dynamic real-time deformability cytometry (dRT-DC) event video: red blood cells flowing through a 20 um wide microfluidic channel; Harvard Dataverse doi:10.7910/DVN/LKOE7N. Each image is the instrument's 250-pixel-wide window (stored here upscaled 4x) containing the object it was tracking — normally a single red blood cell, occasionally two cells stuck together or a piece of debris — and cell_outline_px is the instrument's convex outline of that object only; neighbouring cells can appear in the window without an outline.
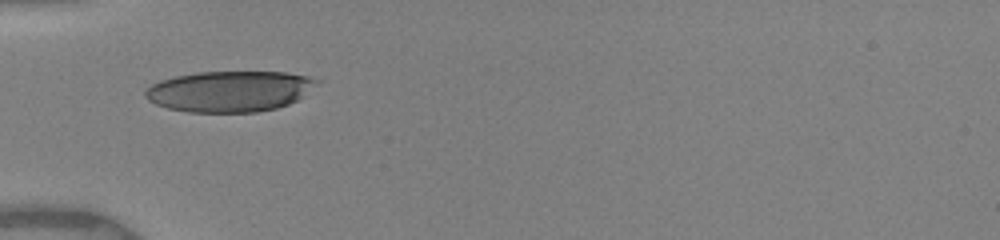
{"species": "human", "species_latin": "Homo sapiens", "temperature_condition": "warm", "stored_images_in_passage": 31, "camera_frame_rate_fps": 3000, "um_per_image_px": 0.085, "donor": {"sex": "female"}, "frame": {"image": 1, "passage_image": 1, "time_ms": 0.0, "image_size_px": [1000, 240], "cell_outline_px": [[320, 80], [296, 100], [288, 104], [276, 108], [256, 112], [188, 112], [168, 108], [156, 104], [148, 100], [144, 96], [144, 92], [152, 84], [160, 80], [176, 76], [196, 72], [284, 72], [308, 76]], "centroid_in_image_um": [19.47, 7.76], "position_along_channel_um": 65.5, "area_um2": 40.52}}
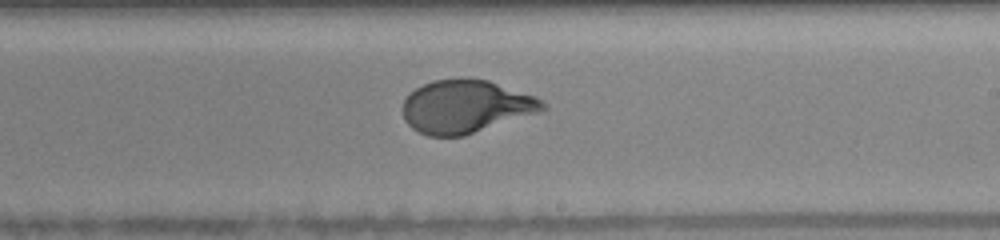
{"frame": {"image": 2, "passage_image": 15, "time_ms": 4.667, "image_size_px": [1000, 240], "cell_outline_px": [[548, 108], [464, 136], [428, 136], [412, 128], [404, 120], [404, 100], [416, 88], [432, 80], [464, 76], [488, 80], [536, 96]], "centroid_in_image_um": [39.56, 9.03], "position_along_channel_um": 249.4, "area_um2": 43.06}}
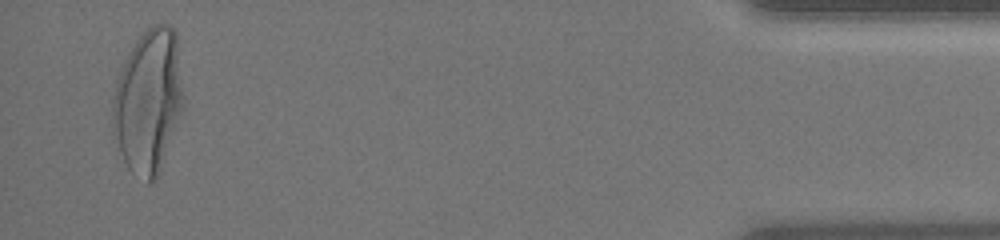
{"frame": {"image": 3, "passage_image": 31, "time_ms": 10.667, "image_size_px": [1000, 240], "cell_outline_px": [[184, 108], [160, 172], [156, 180], [148, 184], [132, 172], [128, 168], [120, 152], [112, 132], [112, 100], [116, 84], [120, 72], [140, 32], [152, 24], [172, 24], [176, 32], [184, 96]], "centroid_in_image_um": [12.63, 8.61], "position_along_channel_um": 422.6, "area_um2": 60.0}, "authors_computed_cell_mechanics": {"area_um2": 43.4078, "velocity_mm_per_s": 3.9866, "shape_relaxation_time_tau1_ms": 4.52, "shape_relaxation_time_tau2_ms": null, "deformation_change_tau1": 0.2186, "deformation_change_tau2": null}}